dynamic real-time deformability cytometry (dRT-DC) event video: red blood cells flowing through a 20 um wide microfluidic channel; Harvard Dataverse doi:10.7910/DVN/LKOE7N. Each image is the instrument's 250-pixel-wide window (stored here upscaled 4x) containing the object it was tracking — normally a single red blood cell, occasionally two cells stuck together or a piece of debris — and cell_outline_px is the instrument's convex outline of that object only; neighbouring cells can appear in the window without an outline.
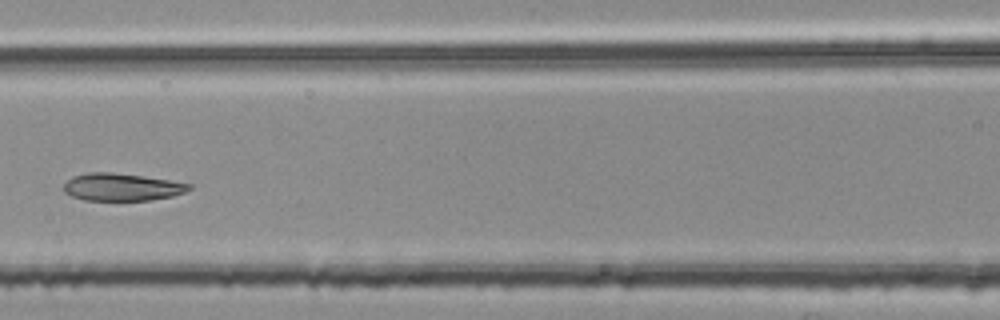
{"species": "common noctule bat (a hibernating species)", "species_latin": "Nyctalus noctula", "temperature_condition": "room temperature", "stored_images_in_passage": 6, "camera_frame_rate_fps": 3000, "um_per_image_px": 0.085, "animal": {"sex": "female", "body_mass_g": 25.1}, "frame": {"image": 1, "passage_image": 4, "time_ms": 1.0, "image_size_px": [1000, 320], "cell_outline_px": [[192, 188], [184, 192], [172, 196], [152, 200], [84, 200], [72, 196], [64, 192], [64, 184], [72, 176], [88, 172], [108, 172], [140, 176], [168, 180], [192, 184]], "centroid_in_image_um": [10.33, 15.9], "position_along_channel_um": 156.3, "area_um2": 19.88}}
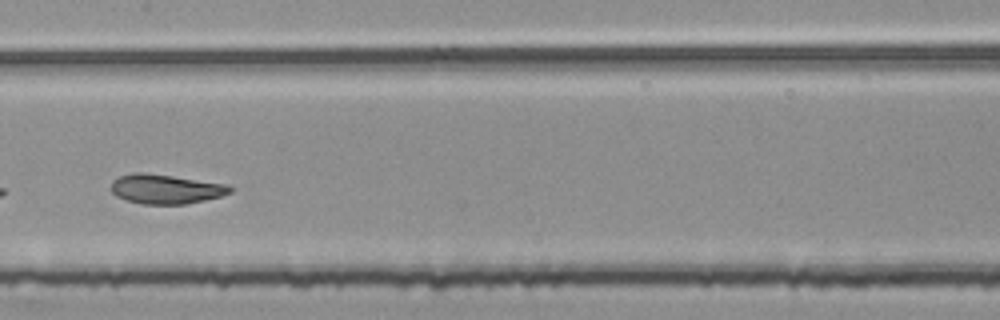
{"frame": {"image": 2, "passage_image": 5, "time_ms": 1.333, "image_size_px": [1000, 320], "cell_outline_px": [[232, 192], [220, 196], [204, 200], [184, 204], [140, 204], [116, 196], [112, 192], [112, 180], [120, 176], [132, 172], [140, 172], [172, 176], [228, 184], [232, 188]], "centroid_in_image_um": [14.08, 16.06], "position_along_channel_um": 193.3, "area_um2": 20.29}}
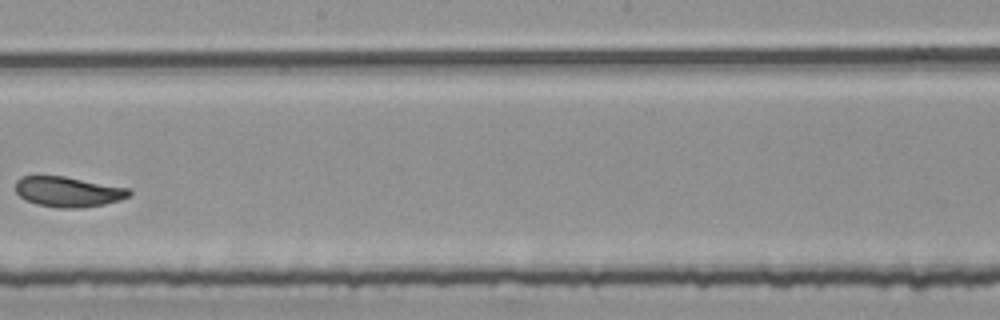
{"frame": {"image": 3, "passage_image": 6, "time_ms": 1.667, "image_size_px": [1000, 320], "cell_outline_px": [[132, 192], [128, 196], [120, 200], [104, 204], [80, 208], [60, 208], [36, 204], [20, 196], [16, 192], [16, 180], [20, 176], [64, 176], [128, 188]], "centroid_in_image_um": [5.78, 16.3], "position_along_channel_um": 242.4, "area_um2": 19.88}}